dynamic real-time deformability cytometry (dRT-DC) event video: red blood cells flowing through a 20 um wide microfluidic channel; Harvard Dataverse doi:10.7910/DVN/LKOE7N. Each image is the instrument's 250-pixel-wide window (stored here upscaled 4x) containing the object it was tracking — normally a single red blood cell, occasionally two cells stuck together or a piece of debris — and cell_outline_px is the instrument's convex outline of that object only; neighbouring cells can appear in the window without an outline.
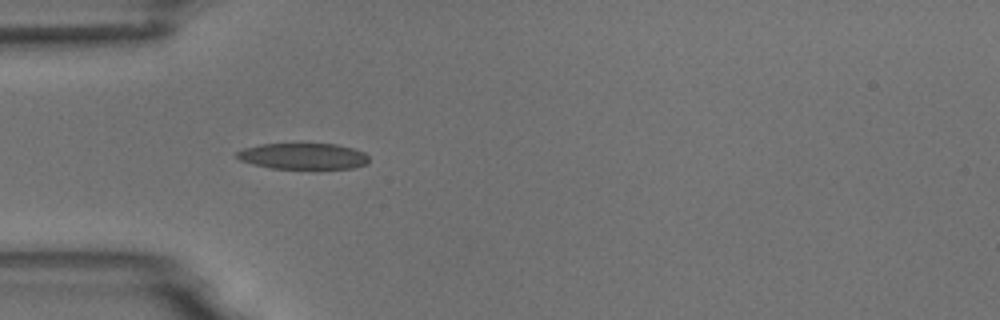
{"species": "common noctule bat (a hibernating species)", "species_latin": "Nyctalus noctula", "temperature_condition": "room temperature", "stored_images_in_passage": 4, "camera_frame_rate_fps": 3000, "um_per_image_px": 0.085, "animal": {"sex": "male", "body_mass_g": 18.8}, "frame": {"image": 1, "passage_image": 4, "time_ms": 4.333, "image_size_px": [1000, 320], "cell_outline_px": [[368, 164], [352, 168], [316, 172], [272, 168], [252, 164], [240, 160], [236, 156], [236, 152], [244, 148], [260, 144], [300, 140], [336, 144], [352, 148], [364, 152], [368, 156]], "centroid_in_image_um": [25.79, 13.27], "position_along_channel_um": 59.2, "area_um2": 22.2}}